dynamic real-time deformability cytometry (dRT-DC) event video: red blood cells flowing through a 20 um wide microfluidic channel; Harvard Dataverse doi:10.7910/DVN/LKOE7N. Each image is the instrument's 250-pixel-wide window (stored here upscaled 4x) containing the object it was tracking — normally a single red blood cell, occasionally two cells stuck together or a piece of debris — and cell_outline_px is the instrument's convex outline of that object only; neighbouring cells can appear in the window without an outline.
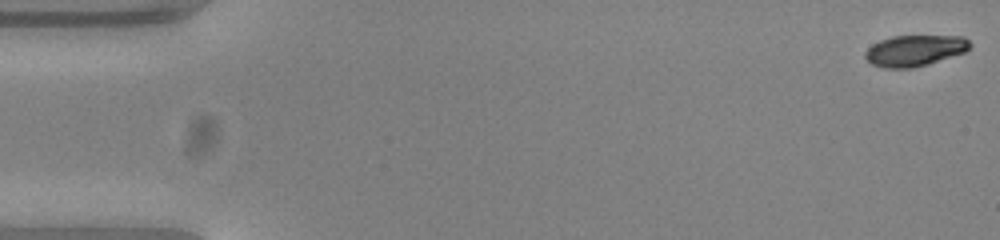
{"species": "common noctule bat (a hibernating species)", "species_latin": "Nyctalus noctula", "temperature_condition": "warm", "stored_images_in_passage": 51, "camera_frame_rate_fps": 3000, "um_per_image_px": 0.085, "animal": {"sex": "female", "body_mass_g": 23.0, "forearm_length_mm": 53.4}, "frame": {"image": 1, "passage_image": 1, "time_ms": 0.0, "image_size_px": [1000, 240], "cell_outline_px": [[972, 44], [964, 52], [928, 64], [912, 68], [884, 68], [872, 64], [864, 56], [864, 52], [872, 44], [880, 40], [892, 36], [964, 36]], "centroid_in_image_um": [77.73, 4.29], "position_along_channel_um": 7.3, "area_um2": 18.9}}
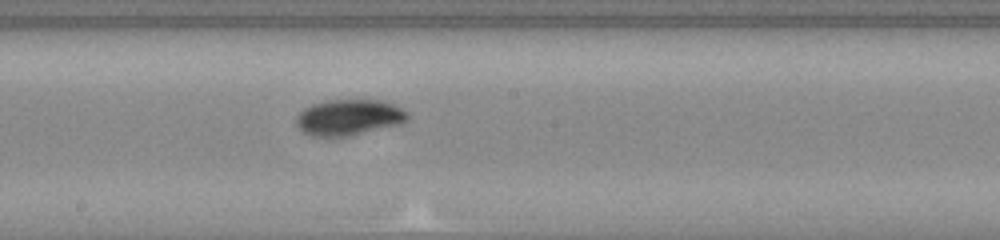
{"frame": {"image": 2, "passage_image": 29, "time_ms": 9.333, "image_size_px": [1000, 240], "cell_outline_px": [[408, 120], [400, 124], [352, 136], [312, 136], [304, 132], [296, 124], [296, 116], [304, 108], [312, 104], [328, 100], [380, 100], [392, 104], [408, 112]], "centroid_in_image_um": [29.66, 9.98], "position_along_channel_um": 218.5, "area_um2": 23.29}}
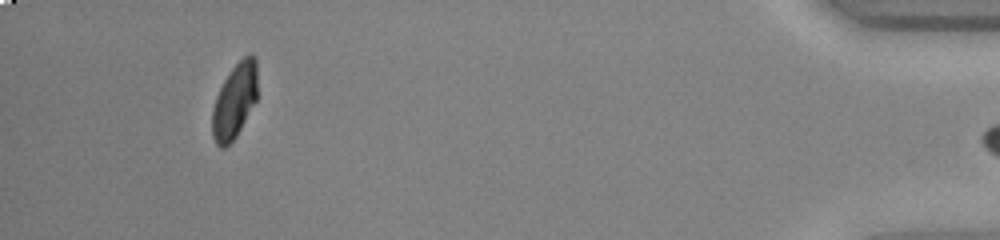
{"frame": {"image": 3, "passage_image": 50, "time_ms": 16.333, "image_size_px": [1000, 240], "cell_outline_px": [[256, 100], [236, 136], [224, 148], [220, 148], [216, 144], [212, 136], [212, 108], [216, 96], [224, 80], [232, 68], [244, 56], [252, 52], [256, 60]], "centroid_in_image_um": [19.92, 8.58], "position_along_channel_um": 415.3, "area_um2": 19.48}}